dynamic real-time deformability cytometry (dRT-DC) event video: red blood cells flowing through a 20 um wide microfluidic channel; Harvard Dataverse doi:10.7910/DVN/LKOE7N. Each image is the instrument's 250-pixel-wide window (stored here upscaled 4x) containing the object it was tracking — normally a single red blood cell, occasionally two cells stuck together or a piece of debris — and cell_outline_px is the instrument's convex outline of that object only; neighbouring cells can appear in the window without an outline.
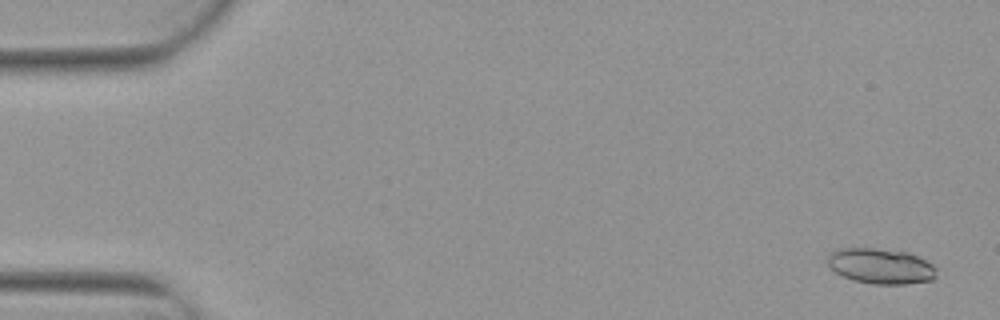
{"species": "Egyptian fruit bat (a non-hibernating species)", "species_latin": "Rousettus aegyptiacus", "temperature_condition": "warm", "stored_images_in_passage": 5, "camera_frame_rate_fps": 3000, "um_per_image_px": 0.085, "animal": {"sex": "female"}, "frame": {"image": 1, "passage_image": 1, "time_ms": 0.0, "image_size_px": [1000, 320], "cell_outline_px": [[936, 276], [932, 280], [904, 284], [872, 284], [856, 280], [844, 276], [836, 272], [828, 264], [828, 252], [840, 248], [872, 248], [908, 252], [932, 264], [936, 268]], "centroid_in_image_um": [74.86, 22.61], "position_along_channel_um": 10.1, "area_um2": 22.31}}
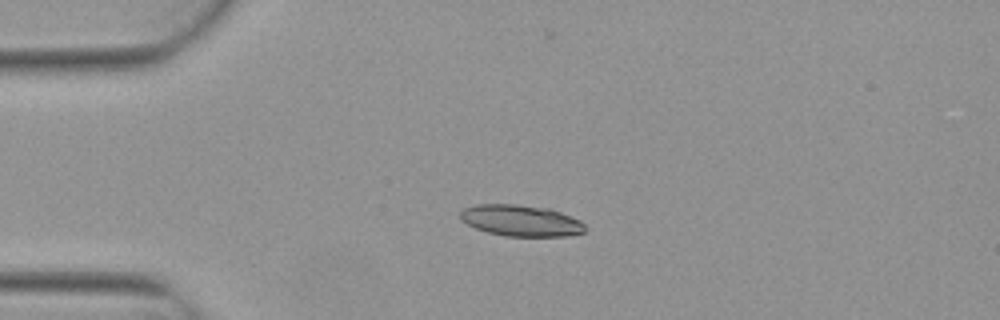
{"frame": {"image": 2, "passage_image": 4, "time_ms": 1.0, "image_size_px": [1000, 320], "cell_outline_px": [[584, 232], [568, 236], [504, 236], [488, 232], [476, 228], [460, 220], [460, 208], [476, 204], [516, 204], [548, 208], [560, 212], [580, 220], [584, 224]], "centroid_in_image_um": [44.23, 18.74], "position_along_channel_um": 40.8, "area_um2": 22.83}}